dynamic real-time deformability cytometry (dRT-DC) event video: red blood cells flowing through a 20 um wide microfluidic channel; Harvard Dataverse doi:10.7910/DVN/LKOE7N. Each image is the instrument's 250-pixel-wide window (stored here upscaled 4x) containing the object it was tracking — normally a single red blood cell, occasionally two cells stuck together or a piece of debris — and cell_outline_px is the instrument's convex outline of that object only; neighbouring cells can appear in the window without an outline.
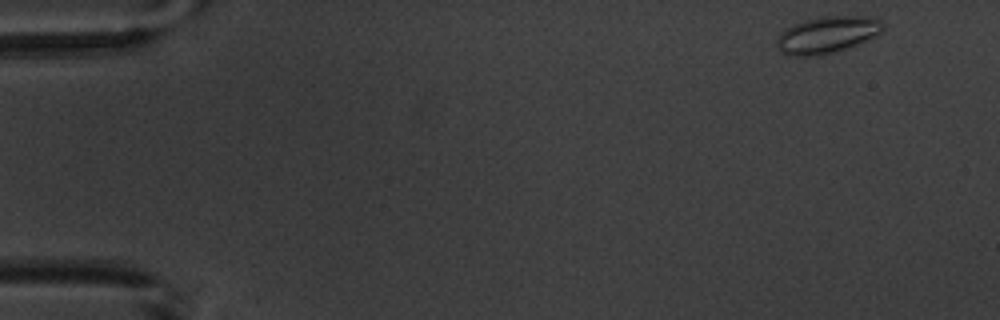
{"species": "common noctule bat (a hibernating species)", "species_latin": "Nyctalus noctula", "temperature_condition": "warm", "stored_images_in_passage": 5, "camera_frame_rate_fps": 3000, "um_per_image_px": 0.085, "animal": {"sex": "male", "body_mass_g": 20.1, "forearm_length_mm": 53.5}, "frame": {"image": 1, "passage_image": 1, "time_ms": 0.0, "image_size_px": [1000, 320], "cell_outline_px": [[884, 28], [880, 32], [868, 40], [836, 52], [816, 56], [788, 56], [780, 52], [776, 44], [776, 40], [780, 32], [784, 28], [792, 24], [804, 20], [820, 16], [872, 16], [880, 20], [884, 24]], "centroid_in_image_um": [70.27, 2.95], "position_along_channel_um": 14.7, "area_um2": 23.18}}